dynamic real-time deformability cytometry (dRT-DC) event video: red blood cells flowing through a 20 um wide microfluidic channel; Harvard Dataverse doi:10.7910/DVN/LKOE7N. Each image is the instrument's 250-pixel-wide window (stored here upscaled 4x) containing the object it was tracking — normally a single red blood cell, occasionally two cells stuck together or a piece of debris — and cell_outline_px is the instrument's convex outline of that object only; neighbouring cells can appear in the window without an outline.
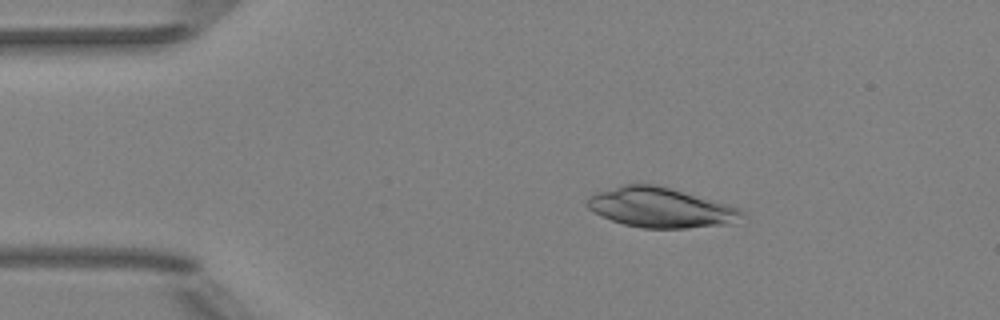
{"species": "Egyptian fruit bat (a non-hibernating species)", "species_latin": "Rousettus aegyptiacus", "temperature_condition": "room temperature", "stored_images_in_passage": 2, "camera_frame_rate_fps": 3000, "um_per_image_px": 0.085, "animal": {"sex": "female"}, "frame": {"image": 1, "passage_image": 1, "time_ms": 0.0, "image_size_px": [1000, 320], "cell_outline_px": [[744, 216], [732, 224], [688, 228], [644, 228], [624, 224], [612, 220], [588, 208], [584, 204], [588, 196], [596, 192], [624, 184], [656, 184], [740, 208], [744, 212]], "centroid_in_image_um": [56.14, 17.65], "position_along_channel_um": 28.9, "area_um2": 35.78}}